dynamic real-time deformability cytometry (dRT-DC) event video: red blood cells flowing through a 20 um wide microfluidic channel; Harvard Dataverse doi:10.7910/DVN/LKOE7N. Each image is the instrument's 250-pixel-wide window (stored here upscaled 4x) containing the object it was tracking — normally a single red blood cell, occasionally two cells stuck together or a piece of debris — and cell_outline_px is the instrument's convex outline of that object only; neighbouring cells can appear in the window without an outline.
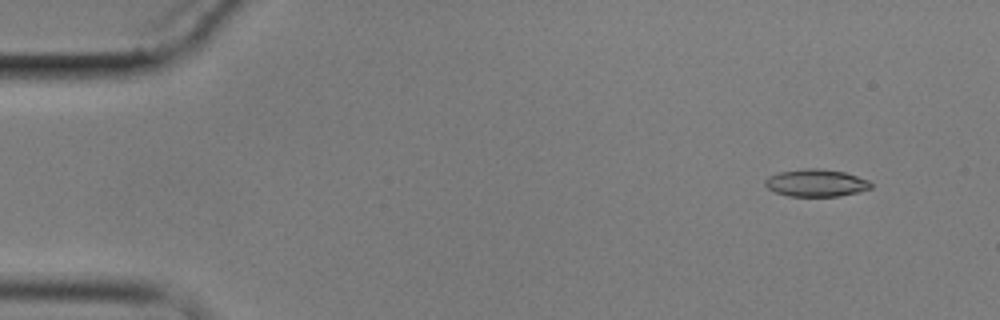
{"species": "common noctule bat (a hibernating species)", "species_latin": "Nyctalus noctula", "temperature_condition": "cold", "stored_images_in_passage": 5, "camera_frame_rate_fps": 3000, "um_per_image_px": 0.085, "animal": {"sex": "male", "body_mass_g": 17.9}, "frame": {"image": 1, "passage_image": 2, "time_ms": 1.333, "image_size_px": [1000, 320], "cell_outline_px": [[872, 188], [860, 192], [840, 196], [788, 196], [776, 192], [768, 188], [764, 184], [764, 180], [768, 176], [780, 172], [808, 168], [820, 168], [844, 172], [868, 180], [872, 184]], "centroid_in_image_um": [69.38, 15.55], "position_along_channel_um": 15.6, "area_um2": 16.88}}
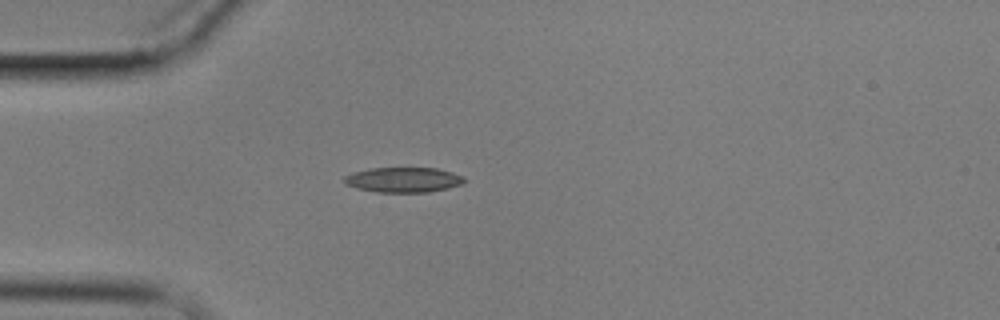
{"frame": {"image": 2, "passage_image": 5, "time_ms": 5.0, "image_size_px": [1000, 320], "cell_outline_px": [[464, 180], [460, 184], [448, 188], [428, 192], [376, 192], [356, 188], [344, 184], [344, 176], [352, 172], [368, 168], [436, 168], [452, 172], [464, 176]], "centroid_in_image_um": [34.24, 15.28], "position_along_channel_um": 50.8, "area_um2": 17.57}}